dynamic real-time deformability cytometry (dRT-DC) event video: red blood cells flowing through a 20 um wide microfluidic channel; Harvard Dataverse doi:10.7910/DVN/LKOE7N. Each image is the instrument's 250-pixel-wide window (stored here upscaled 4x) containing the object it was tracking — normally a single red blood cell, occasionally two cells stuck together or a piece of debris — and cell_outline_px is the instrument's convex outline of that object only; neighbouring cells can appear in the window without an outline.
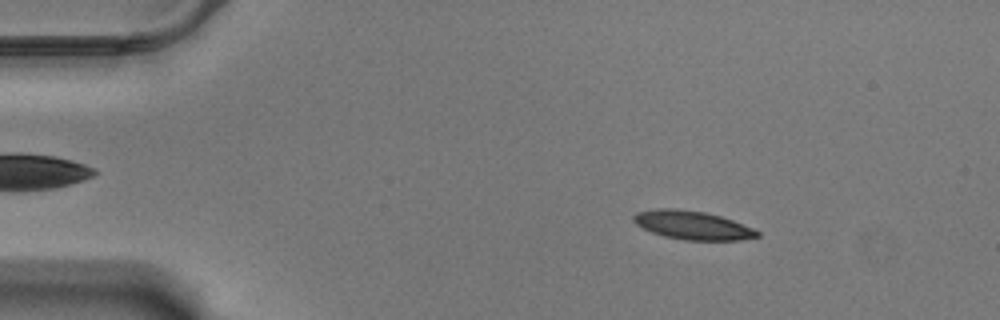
{"species": "Egyptian fruit bat (a non-hibernating species)", "species_latin": "Rousettus aegyptiacus", "temperature_condition": "warm", "stored_images_in_passage": 58, "camera_frame_rate_fps": 3000, "um_per_image_px": 0.085, "animal": {"sex": "male"}, "frame": {"image": 1, "passage_image": 9, "time_ms": 2.667, "image_size_px": [1000, 320], "cell_outline_px": [[760, 236], [740, 240], [684, 240], [664, 236], [652, 232], [636, 224], [632, 220], [632, 216], [636, 212], [656, 208], [676, 208], [704, 212], [720, 216], [732, 220], [752, 228], [760, 232]], "centroid_in_image_um": [58.83, 19.13], "position_along_channel_um": 26.2, "area_um2": 20.58}}
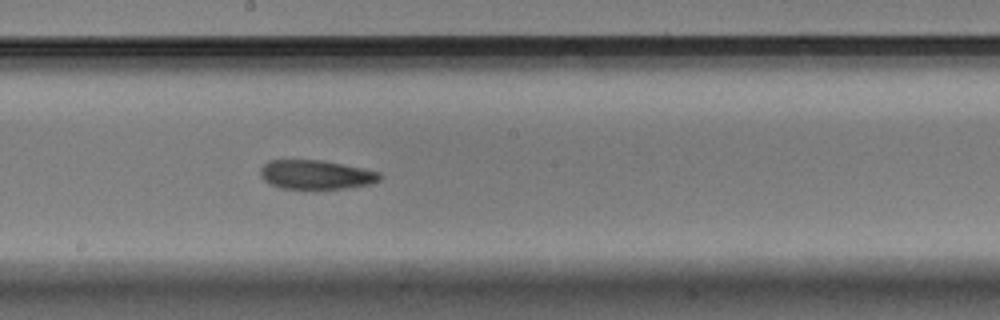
{"frame": {"image": 2, "passage_image": 32, "time_ms": 10.333, "image_size_px": [1000, 320], "cell_outline_px": [[384, 176], [380, 180], [368, 184], [344, 188], [316, 192], [312, 192], [280, 188], [268, 184], [260, 176], [260, 168], [268, 160], [320, 160], [364, 168], [380, 172]], "centroid_in_image_um": [26.83, 14.89], "position_along_channel_um": 221.4, "area_um2": 21.21}}
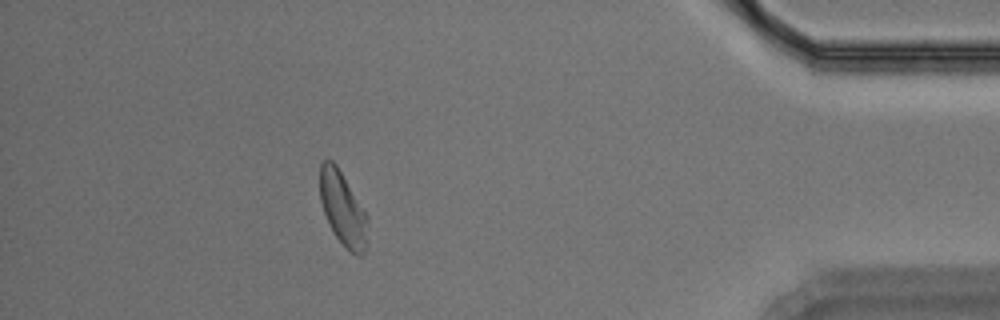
{"frame": {"image": 3, "passage_image": 52, "time_ms": 17.0, "image_size_px": [1000, 320], "cell_outline_px": [[368, 220], [364, 252], [360, 256], [352, 252], [332, 232], [324, 212], [320, 200], [320, 164], [324, 160], [332, 160], [336, 164], [368, 216]], "centroid_in_image_um": [29.12, 17.7], "position_along_channel_um": 406.1, "area_um2": 20.06}, "authors_computed_cell_mechanics": {"area_um2": 20.8658, "velocity_mm_per_s": 3.4538, "shape_relaxation_time_tau1_ms": null, "shape_relaxation_time_tau2_ms": 6.7786, "deformation_change_tau1": null, "deformation_change_tau2": 0.1367}}